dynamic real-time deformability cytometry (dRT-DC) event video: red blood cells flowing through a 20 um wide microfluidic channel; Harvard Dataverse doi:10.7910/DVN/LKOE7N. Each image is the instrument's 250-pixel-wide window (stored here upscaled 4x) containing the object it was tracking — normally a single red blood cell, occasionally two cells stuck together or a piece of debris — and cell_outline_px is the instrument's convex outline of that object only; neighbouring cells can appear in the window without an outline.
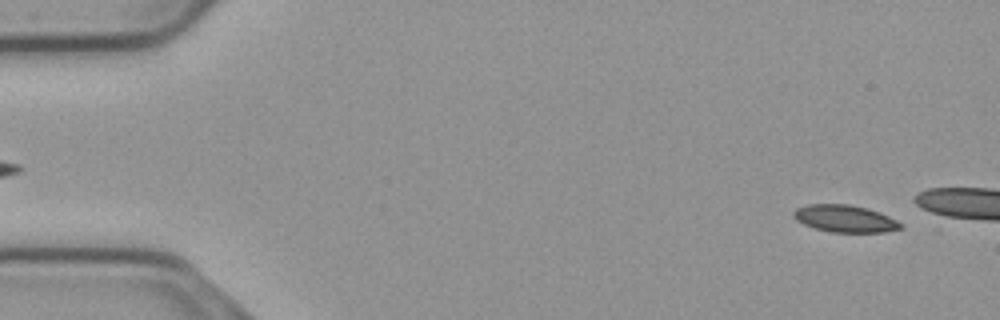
{"species": "common noctule bat (a hibernating species)", "species_latin": "Nyctalus noctula", "temperature_condition": "cold", "stored_images_in_passage": 12, "camera_frame_rate_fps": 3000, "um_per_image_px": 0.085, "animal": {"sex": "male", "body_mass_g": 23.1, "forearm_length_mm": 52.7}, "frame": {"image": 1, "passage_image": 3, "time_ms": 0.667, "image_size_px": [1000, 320], "cell_outline_px": [[904, 228], [884, 232], [832, 232], [816, 228], [804, 224], [796, 220], [792, 216], [792, 212], [796, 208], [808, 204], [848, 204], [868, 208], [888, 216], [904, 224]], "centroid_in_image_um": [71.83, 18.58], "position_along_channel_um": 13.2, "area_um2": 16.99}}